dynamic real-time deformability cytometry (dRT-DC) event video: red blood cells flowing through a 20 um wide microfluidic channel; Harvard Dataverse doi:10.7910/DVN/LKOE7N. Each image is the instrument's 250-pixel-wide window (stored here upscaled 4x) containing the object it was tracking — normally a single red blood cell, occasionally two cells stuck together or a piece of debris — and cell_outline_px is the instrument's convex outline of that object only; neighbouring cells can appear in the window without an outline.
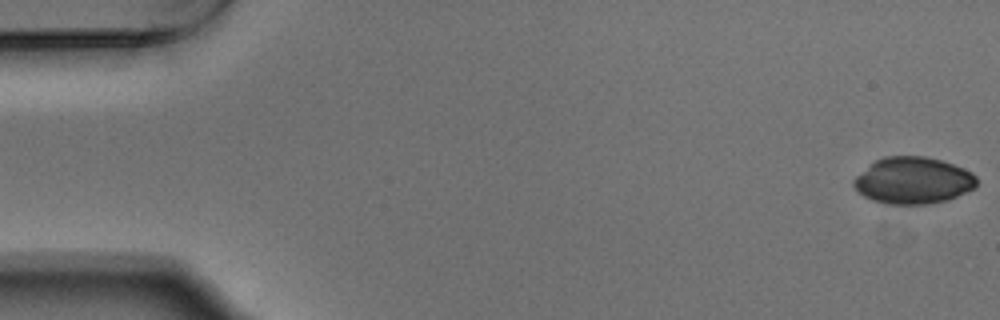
{"species": "Egyptian fruit bat (a non-hibernating species)", "species_latin": "Rousettus aegyptiacus", "temperature_condition": "warm", "stored_images_in_passage": 54, "camera_frame_rate_fps": 3000, "um_per_image_px": 0.085, "animal": {"sex": "male"}, "frame": {"image": 1, "passage_image": 1, "time_ms": 0.0, "image_size_px": [1000, 320], "cell_outline_px": [[976, 188], [968, 192], [948, 200], [928, 204], [884, 204], [872, 200], [864, 196], [852, 184], [852, 180], [856, 176], [876, 160], [884, 156], [924, 156], [940, 160], [964, 168], [972, 172], [976, 176]], "centroid_in_image_um": [77.63, 15.35], "position_along_channel_um": 7.4, "area_um2": 33.58}}
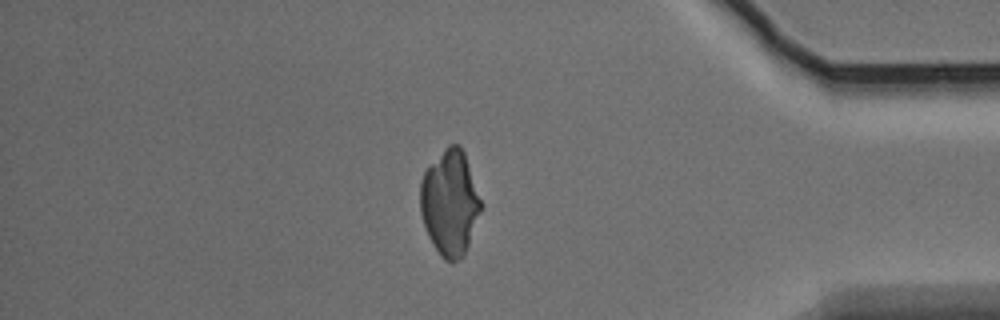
{"frame": {"image": 2, "passage_image": 46, "time_ms": 15.0, "image_size_px": [1000, 320], "cell_outline_px": [[480, 212], [464, 256], [460, 260], [452, 264], [444, 260], [440, 256], [432, 244], [428, 236], [420, 212], [420, 180], [424, 172], [444, 148], [448, 144], [460, 144], [464, 152], [480, 200]], "centroid_in_image_um": [38.21, 17.28], "position_along_channel_um": 397.0, "area_um2": 37.05}}
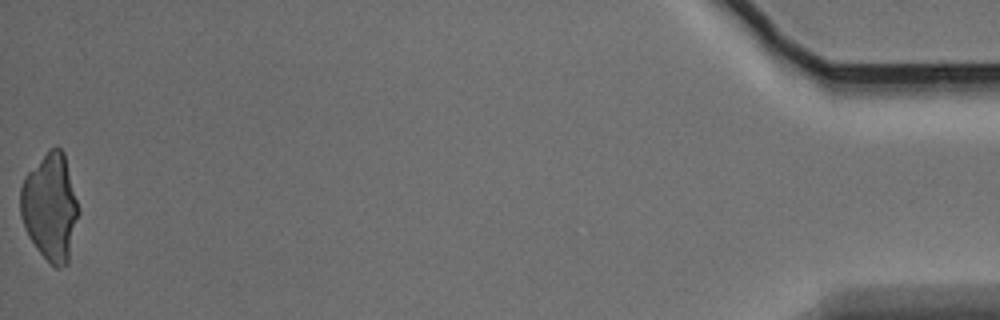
{"frame": {"image": 3, "passage_image": 54, "time_ms": 17.667, "image_size_px": [1000, 320], "cell_outline_px": [[80, 212], [68, 264], [56, 268], [36, 248], [28, 236], [24, 228], [20, 216], [20, 188], [24, 176], [48, 148], [60, 148], [64, 152], [80, 208]], "centroid_in_image_um": [4.28, 17.58], "position_along_channel_um": 430.9, "area_um2": 36.76}}